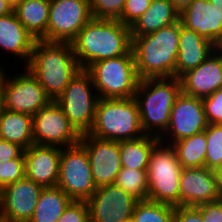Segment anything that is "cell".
I'll list each match as a JSON object with an SVG mask.
<instances>
[{
  "label": "cell",
  "instance_id": "cell-1",
  "mask_svg": "<svg viewBox=\"0 0 222 222\" xmlns=\"http://www.w3.org/2000/svg\"><path fill=\"white\" fill-rule=\"evenodd\" d=\"M25 68L38 80L52 101L63 94L70 81L82 70L71 42L36 40Z\"/></svg>",
  "mask_w": 222,
  "mask_h": 222
},
{
  "label": "cell",
  "instance_id": "cell-2",
  "mask_svg": "<svg viewBox=\"0 0 222 222\" xmlns=\"http://www.w3.org/2000/svg\"><path fill=\"white\" fill-rule=\"evenodd\" d=\"M81 69L91 64L126 55L132 48L130 27L119 20L92 18L71 41Z\"/></svg>",
  "mask_w": 222,
  "mask_h": 222
},
{
  "label": "cell",
  "instance_id": "cell-3",
  "mask_svg": "<svg viewBox=\"0 0 222 222\" xmlns=\"http://www.w3.org/2000/svg\"><path fill=\"white\" fill-rule=\"evenodd\" d=\"M180 21L151 34L131 36L140 79L174 77L179 48Z\"/></svg>",
  "mask_w": 222,
  "mask_h": 222
},
{
  "label": "cell",
  "instance_id": "cell-4",
  "mask_svg": "<svg viewBox=\"0 0 222 222\" xmlns=\"http://www.w3.org/2000/svg\"><path fill=\"white\" fill-rule=\"evenodd\" d=\"M181 91V81L175 77L140 80L134 99L145 135L160 138L165 133L171 109Z\"/></svg>",
  "mask_w": 222,
  "mask_h": 222
},
{
  "label": "cell",
  "instance_id": "cell-5",
  "mask_svg": "<svg viewBox=\"0 0 222 222\" xmlns=\"http://www.w3.org/2000/svg\"><path fill=\"white\" fill-rule=\"evenodd\" d=\"M88 134L112 141L144 136L136 100L99 98L93 126Z\"/></svg>",
  "mask_w": 222,
  "mask_h": 222
},
{
  "label": "cell",
  "instance_id": "cell-6",
  "mask_svg": "<svg viewBox=\"0 0 222 222\" xmlns=\"http://www.w3.org/2000/svg\"><path fill=\"white\" fill-rule=\"evenodd\" d=\"M86 71L103 99L134 98L141 80L132 49L126 55L95 62Z\"/></svg>",
  "mask_w": 222,
  "mask_h": 222
},
{
  "label": "cell",
  "instance_id": "cell-7",
  "mask_svg": "<svg viewBox=\"0 0 222 222\" xmlns=\"http://www.w3.org/2000/svg\"><path fill=\"white\" fill-rule=\"evenodd\" d=\"M183 170L171 145L159 142L147 167V200L179 206V181Z\"/></svg>",
  "mask_w": 222,
  "mask_h": 222
},
{
  "label": "cell",
  "instance_id": "cell-8",
  "mask_svg": "<svg viewBox=\"0 0 222 222\" xmlns=\"http://www.w3.org/2000/svg\"><path fill=\"white\" fill-rule=\"evenodd\" d=\"M99 96L91 75L81 70L57 99L70 124L80 134H87L93 126Z\"/></svg>",
  "mask_w": 222,
  "mask_h": 222
},
{
  "label": "cell",
  "instance_id": "cell-9",
  "mask_svg": "<svg viewBox=\"0 0 222 222\" xmlns=\"http://www.w3.org/2000/svg\"><path fill=\"white\" fill-rule=\"evenodd\" d=\"M57 187L75 201H87L96 191L89 157L81 142L61 148Z\"/></svg>",
  "mask_w": 222,
  "mask_h": 222
},
{
  "label": "cell",
  "instance_id": "cell-10",
  "mask_svg": "<svg viewBox=\"0 0 222 222\" xmlns=\"http://www.w3.org/2000/svg\"><path fill=\"white\" fill-rule=\"evenodd\" d=\"M19 74L5 73L2 85L5 109L34 116L52 100L38 80L24 67ZM7 75V76H6ZM7 77V78H6Z\"/></svg>",
  "mask_w": 222,
  "mask_h": 222
},
{
  "label": "cell",
  "instance_id": "cell-11",
  "mask_svg": "<svg viewBox=\"0 0 222 222\" xmlns=\"http://www.w3.org/2000/svg\"><path fill=\"white\" fill-rule=\"evenodd\" d=\"M91 19L90 0H50L47 41L71 42Z\"/></svg>",
  "mask_w": 222,
  "mask_h": 222
},
{
  "label": "cell",
  "instance_id": "cell-12",
  "mask_svg": "<svg viewBox=\"0 0 222 222\" xmlns=\"http://www.w3.org/2000/svg\"><path fill=\"white\" fill-rule=\"evenodd\" d=\"M32 129L36 145L69 147L79 143L81 138L56 101H51L33 116Z\"/></svg>",
  "mask_w": 222,
  "mask_h": 222
},
{
  "label": "cell",
  "instance_id": "cell-13",
  "mask_svg": "<svg viewBox=\"0 0 222 222\" xmlns=\"http://www.w3.org/2000/svg\"><path fill=\"white\" fill-rule=\"evenodd\" d=\"M208 126L201 98L182 91L171 109L170 122L160 142L171 145L183 138L203 132Z\"/></svg>",
  "mask_w": 222,
  "mask_h": 222
},
{
  "label": "cell",
  "instance_id": "cell-14",
  "mask_svg": "<svg viewBox=\"0 0 222 222\" xmlns=\"http://www.w3.org/2000/svg\"><path fill=\"white\" fill-rule=\"evenodd\" d=\"M136 198L115 184L98 187L87 200L90 222H119L132 218Z\"/></svg>",
  "mask_w": 222,
  "mask_h": 222
},
{
  "label": "cell",
  "instance_id": "cell-15",
  "mask_svg": "<svg viewBox=\"0 0 222 222\" xmlns=\"http://www.w3.org/2000/svg\"><path fill=\"white\" fill-rule=\"evenodd\" d=\"M41 185L24 176L0 190V215L4 222H28L42 192Z\"/></svg>",
  "mask_w": 222,
  "mask_h": 222
},
{
  "label": "cell",
  "instance_id": "cell-16",
  "mask_svg": "<svg viewBox=\"0 0 222 222\" xmlns=\"http://www.w3.org/2000/svg\"><path fill=\"white\" fill-rule=\"evenodd\" d=\"M80 142L86 148L95 186L114 184L122 169L119 141L100 139L87 133L81 135Z\"/></svg>",
  "mask_w": 222,
  "mask_h": 222
},
{
  "label": "cell",
  "instance_id": "cell-17",
  "mask_svg": "<svg viewBox=\"0 0 222 222\" xmlns=\"http://www.w3.org/2000/svg\"><path fill=\"white\" fill-rule=\"evenodd\" d=\"M220 199L214 170L183 168L179 181V206L197 207Z\"/></svg>",
  "mask_w": 222,
  "mask_h": 222
},
{
  "label": "cell",
  "instance_id": "cell-18",
  "mask_svg": "<svg viewBox=\"0 0 222 222\" xmlns=\"http://www.w3.org/2000/svg\"><path fill=\"white\" fill-rule=\"evenodd\" d=\"M182 26L209 40L217 48L222 45V15L209 0H193L179 14Z\"/></svg>",
  "mask_w": 222,
  "mask_h": 222
},
{
  "label": "cell",
  "instance_id": "cell-19",
  "mask_svg": "<svg viewBox=\"0 0 222 222\" xmlns=\"http://www.w3.org/2000/svg\"><path fill=\"white\" fill-rule=\"evenodd\" d=\"M184 94L205 98L222 87V50L217 48L199 66L185 73L181 78Z\"/></svg>",
  "mask_w": 222,
  "mask_h": 222
},
{
  "label": "cell",
  "instance_id": "cell-20",
  "mask_svg": "<svg viewBox=\"0 0 222 222\" xmlns=\"http://www.w3.org/2000/svg\"><path fill=\"white\" fill-rule=\"evenodd\" d=\"M61 147L33 144L24 150L25 176L42 187H56Z\"/></svg>",
  "mask_w": 222,
  "mask_h": 222
},
{
  "label": "cell",
  "instance_id": "cell-21",
  "mask_svg": "<svg viewBox=\"0 0 222 222\" xmlns=\"http://www.w3.org/2000/svg\"><path fill=\"white\" fill-rule=\"evenodd\" d=\"M217 47L180 22L179 48L174 77L180 79L185 73L199 66Z\"/></svg>",
  "mask_w": 222,
  "mask_h": 222
},
{
  "label": "cell",
  "instance_id": "cell-22",
  "mask_svg": "<svg viewBox=\"0 0 222 222\" xmlns=\"http://www.w3.org/2000/svg\"><path fill=\"white\" fill-rule=\"evenodd\" d=\"M35 41L14 12L0 16V48L7 55L11 54L10 59L18 57L26 66L29 63Z\"/></svg>",
  "mask_w": 222,
  "mask_h": 222
},
{
  "label": "cell",
  "instance_id": "cell-23",
  "mask_svg": "<svg viewBox=\"0 0 222 222\" xmlns=\"http://www.w3.org/2000/svg\"><path fill=\"white\" fill-rule=\"evenodd\" d=\"M179 11L170 0H154L130 27L131 36L151 34L179 21Z\"/></svg>",
  "mask_w": 222,
  "mask_h": 222
},
{
  "label": "cell",
  "instance_id": "cell-24",
  "mask_svg": "<svg viewBox=\"0 0 222 222\" xmlns=\"http://www.w3.org/2000/svg\"><path fill=\"white\" fill-rule=\"evenodd\" d=\"M50 0H22L13 7L18 20L35 40L47 41Z\"/></svg>",
  "mask_w": 222,
  "mask_h": 222
},
{
  "label": "cell",
  "instance_id": "cell-25",
  "mask_svg": "<svg viewBox=\"0 0 222 222\" xmlns=\"http://www.w3.org/2000/svg\"><path fill=\"white\" fill-rule=\"evenodd\" d=\"M33 116L6 110L0 116V139L21 146L24 150L34 144Z\"/></svg>",
  "mask_w": 222,
  "mask_h": 222
},
{
  "label": "cell",
  "instance_id": "cell-26",
  "mask_svg": "<svg viewBox=\"0 0 222 222\" xmlns=\"http://www.w3.org/2000/svg\"><path fill=\"white\" fill-rule=\"evenodd\" d=\"M160 139L154 136L119 141L121 165L125 168L147 170L150 155Z\"/></svg>",
  "mask_w": 222,
  "mask_h": 222
},
{
  "label": "cell",
  "instance_id": "cell-27",
  "mask_svg": "<svg viewBox=\"0 0 222 222\" xmlns=\"http://www.w3.org/2000/svg\"><path fill=\"white\" fill-rule=\"evenodd\" d=\"M71 201L61 188L45 187L28 222H57Z\"/></svg>",
  "mask_w": 222,
  "mask_h": 222
},
{
  "label": "cell",
  "instance_id": "cell-28",
  "mask_svg": "<svg viewBox=\"0 0 222 222\" xmlns=\"http://www.w3.org/2000/svg\"><path fill=\"white\" fill-rule=\"evenodd\" d=\"M171 146L183 168L205 166L207 142L204 131L174 142Z\"/></svg>",
  "mask_w": 222,
  "mask_h": 222
},
{
  "label": "cell",
  "instance_id": "cell-29",
  "mask_svg": "<svg viewBox=\"0 0 222 222\" xmlns=\"http://www.w3.org/2000/svg\"><path fill=\"white\" fill-rule=\"evenodd\" d=\"M114 184L136 198L138 201L147 200V170H136L122 167Z\"/></svg>",
  "mask_w": 222,
  "mask_h": 222
},
{
  "label": "cell",
  "instance_id": "cell-30",
  "mask_svg": "<svg viewBox=\"0 0 222 222\" xmlns=\"http://www.w3.org/2000/svg\"><path fill=\"white\" fill-rule=\"evenodd\" d=\"M175 206L153 202L138 201L135 204L132 219L134 222H174Z\"/></svg>",
  "mask_w": 222,
  "mask_h": 222
},
{
  "label": "cell",
  "instance_id": "cell-31",
  "mask_svg": "<svg viewBox=\"0 0 222 222\" xmlns=\"http://www.w3.org/2000/svg\"><path fill=\"white\" fill-rule=\"evenodd\" d=\"M204 132L207 142L205 167L215 170L222 167V124H208Z\"/></svg>",
  "mask_w": 222,
  "mask_h": 222
},
{
  "label": "cell",
  "instance_id": "cell-32",
  "mask_svg": "<svg viewBox=\"0 0 222 222\" xmlns=\"http://www.w3.org/2000/svg\"><path fill=\"white\" fill-rule=\"evenodd\" d=\"M126 0H90L92 18L119 20Z\"/></svg>",
  "mask_w": 222,
  "mask_h": 222
},
{
  "label": "cell",
  "instance_id": "cell-33",
  "mask_svg": "<svg viewBox=\"0 0 222 222\" xmlns=\"http://www.w3.org/2000/svg\"><path fill=\"white\" fill-rule=\"evenodd\" d=\"M25 176L24 152L15 159L0 163V190Z\"/></svg>",
  "mask_w": 222,
  "mask_h": 222
},
{
  "label": "cell",
  "instance_id": "cell-34",
  "mask_svg": "<svg viewBox=\"0 0 222 222\" xmlns=\"http://www.w3.org/2000/svg\"><path fill=\"white\" fill-rule=\"evenodd\" d=\"M208 124H222V87L202 98Z\"/></svg>",
  "mask_w": 222,
  "mask_h": 222
},
{
  "label": "cell",
  "instance_id": "cell-35",
  "mask_svg": "<svg viewBox=\"0 0 222 222\" xmlns=\"http://www.w3.org/2000/svg\"><path fill=\"white\" fill-rule=\"evenodd\" d=\"M151 2V0H126L119 21L131 27L149 9Z\"/></svg>",
  "mask_w": 222,
  "mask_h": 222
},
{
  "label": "cell",
  "instance_id": "cell-36",
  "mask_svg": "<svg viewBox=\"0 0 222 222\" xmlns=\"http://www.w3.org/2000/svg\"><path fill=\"white\" fill-rule=\"evenodd\" d=\"M57 222H90L87 201L72 200Z\"/></svg>",
  "mask_w": 222,
  "mask_h": 222
},
{
  "label": "cell",
  "instance_id": "cell-37",
  "mask_svg": "<svg viewBox=\"0 0 222 222\" xmlns=\"http://www.w3.org/2000/svg\"><path fill=\"white\" fill-rule=\"evenodd\" d=\"M202 215L204 222H222V202L217 200L196 207Z\"/></svg>",
  "mask_w": 222,
  "mask_h": 222
},
{
  "label": "cell",
  "instance_id": "cell-38",
  "mask_svg": "<svg viewBox=\"0 0 222 222\" xmlns=\"http://www.w3.org/2000/svg\"><path fill=\"white\" fill-rule=\"evenodd\" d=\"M174 222H204L196 207L175 206Z\"/></svg>",
  "mask_w": 222,
  "mask_h": 222
},
{
  "label": "cell",
  "instance_id": "cell-39",
  "mask_svg": "<svg viewBox=\"0 0 222 222\" xmlns=\"http://www.w3.org/2000/svg\"><path fill=\"white\" fill-rule=\"evenodd\" d=\"M24 149L14 143L0 139V163L18 158Z\"/></svg>",
  "mask_w": 222,
  "mask_h": 222
},
{
  "label": "cell",
  "instance_id": "cell-40",
  "mask_svg": "<svg viewBox=\"0 0 222 222\" xmlns=\"http://www.w3.org/2000/svg\"><path fill=\"white\" fill-rule=\"evenodd\" d=\"M13 12V6L7 0H0V16Z\"/></svg>",
  "mask_w": 222,
  "mask_h": 222
},
{
  "label": "cell",
  "instance_id": "cell-41",
  "mask_svg": "<svg viewBox=\"0 0 222 222\" xmlns=\"http://www.w3.org/2000/svg\"><path fill=\"white\" fill-rule=\"evenodd\" d=\"M216 176L217 190L220 197H222V167L214 170Z\"/></svg>",
  "mask_w": 222,
  "mask_h": 222
},
{
  "label": "cell",
  "instance_id": "cell-42",
  "mask_svg": "<svg viewBox=\"0 0 222 222\" xmlns=\"http://www.w3.org/2000/svg\"><path fill=\"white\" fill-rule=\"evenodd\" d=\"M179 13L190 5L193 0H170Z\"/></svg>",
  "mask_w": 222,
  "mask_h": 222
},
{
  "label": "cell",
  "instance_id": "cell-43",
  "mask_svg": "<svg viewBox=\"0 0 222 222\" xmlns=\"http://www.w3.org/2000/svg\"><path fill=\"white\" fill-rule=\"evenodd\" d=\"M5 111L4 90L2 83L0 84V116Z\"/></svg>",
  "mask_w": 222,
  "mask_h": 222
},
{
  "label": "cell",
  "instance_id": "cell-44",
  "mask_svg": "<svg viewBox=\"0 0 222 222\" xmlns=\"http://www.w3.org/2000/svg\"><path fill=\"white\" fill-rule=\"evenodd\" d=\"M213 6H215L222 15V0H209Z\"/></svg>",
  "mask_w": 222,
  "mask_h": 222
},
{
  "label": "cell",
  "instance_id": "cell-45",
  "mask_svg": "<svg viewBox=\"0 0 222 222\" xmlns=\"http://www.w3.org/2000/svg\"><path fill=\"white\" fill-rule=\"evenodd\" d=\"M0 64H2V63H0ZM5 70H6V69H3V68H2V65H0V84L2 83L3 78H4V75H5V73H6Z\"/></svg>",
  "mask_w": 222,
  "mask_h": 222
},
{
  "label": "cell",
  "instance_id": "cell-46",
  "mask_svg": "<svg viewBox=\"0 0 222 222\" xmlns=\"http://www.w3.org/2000/svg\"><path fill=\"white\" fill-rule=\"evenodd\" d=\"M7 1L14 7L16 4H18L22 0H7Z\"/></svg>",
  "mask_w": 222,
  "mask_h": 222
},
{
  "label": "cell",
  "instance_id": "cell-47",
  "mask_svg": "<svg viewBox=\"0 0 222 222\" xmlns=\"http://www.w3.org/2000/svg\"><path fill=\"white\" fill-rule=\"evenodd\" d=\"M119 222H134L132 218L127 219V220H123V221H119Z\"/></svg>",
  "mask_w": 222,
  "mask_h": 222
},
{
  "label": "cell",
  "instance_id": "cell-48",
  "mask_svg": "<svg viewBox=\"0 0 222 222\" xmlns=\"http://www.w3.org/2000/svg\"><path fill=\"white\" fill-rule=\"evenodd\" d=\"M0 222H4L3 219H2V217H1V215H0Z\"/></svg>",
  "mask_w": 222,
  "mask_h": 222
}]
</instances>
